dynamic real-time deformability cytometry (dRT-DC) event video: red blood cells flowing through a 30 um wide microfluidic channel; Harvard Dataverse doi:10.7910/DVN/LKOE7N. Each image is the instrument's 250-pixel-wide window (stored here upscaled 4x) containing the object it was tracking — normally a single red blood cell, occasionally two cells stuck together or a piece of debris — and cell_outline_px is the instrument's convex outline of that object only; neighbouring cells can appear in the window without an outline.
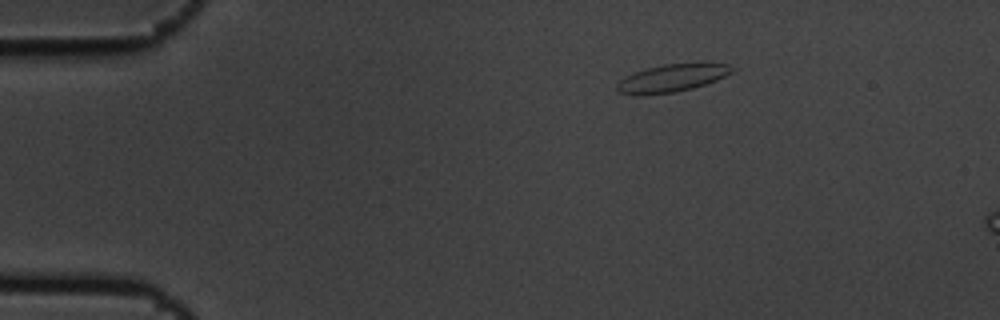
{"species": "common noctule bat (a hibernating species)", "species_latin": "Nyctalus noctula", "temperature_condition": "cold", "stored_images_in_passage": 3, "camera_frame_rate_fps": 3000, "um_per_image_px": 0.085, "animal": {"sex": "male", "body_mass_g": 19.5, "forearm_length_mm": 54.6}, "frame": {"image": 1, "passage_image": 1, "time_ms": 0.0, "image_size_px": [1000, 320], "cell_outline_px": [[736, 68], [732, 72], [716, 80], [692, 88], [676, 92], [640, 96], [636, 96], [620, 92], [616, 88], [616, 84], [620, 80], [636, 72], [648, 68], [664, 64], [700, 60], [708, 60], [728, 64]], "centroid_in_image_um": [57.21, 6.59], "position_along_channel_um": 27.8, "area_um2": 19.25}}